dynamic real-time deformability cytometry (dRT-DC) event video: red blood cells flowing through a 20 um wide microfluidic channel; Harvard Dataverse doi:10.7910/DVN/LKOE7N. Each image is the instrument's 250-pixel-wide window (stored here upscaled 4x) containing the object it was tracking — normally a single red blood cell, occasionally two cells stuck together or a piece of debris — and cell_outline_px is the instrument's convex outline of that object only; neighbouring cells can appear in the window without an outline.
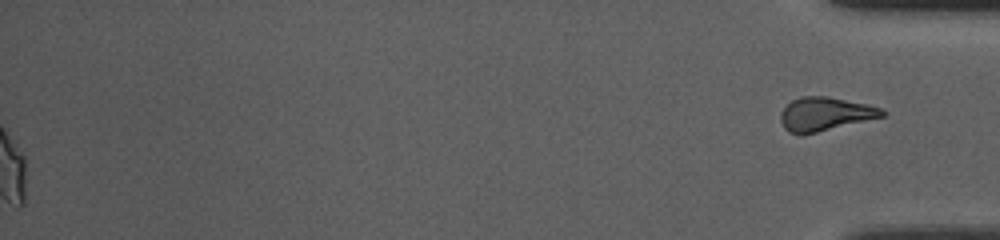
{"species": "common noctule bat (a hibernating species)", "species_latin": "Nyctalus noctula", "temperature_condition": "room temperature", "stored_images_in_passage": 51, "segment_of_instrument_passage": [2, 2], "camera_frame_rate_fps": 3000, "um_per_image_px": 0.085, "animal": {"sex": "female", "body_mass_g": 10.0, "forearm_length_mm": 53.1}, "frame": {"image": 1, "passage_image": 51, "time_ms": 16.667, "image_size_px": [1000, 240], "cell_outline_px": [[888, 112], [884, 116], [800, 136], [788, 132], [784, 128], [780, 120], [780, 112], [792, 100], [800, 96], [828, 96], [868, 104], [880, 108]], "centroid_in_image_um": [70.1, 9.69], "position_along_channel_um": 365.1, "area_um2": 20.0}}